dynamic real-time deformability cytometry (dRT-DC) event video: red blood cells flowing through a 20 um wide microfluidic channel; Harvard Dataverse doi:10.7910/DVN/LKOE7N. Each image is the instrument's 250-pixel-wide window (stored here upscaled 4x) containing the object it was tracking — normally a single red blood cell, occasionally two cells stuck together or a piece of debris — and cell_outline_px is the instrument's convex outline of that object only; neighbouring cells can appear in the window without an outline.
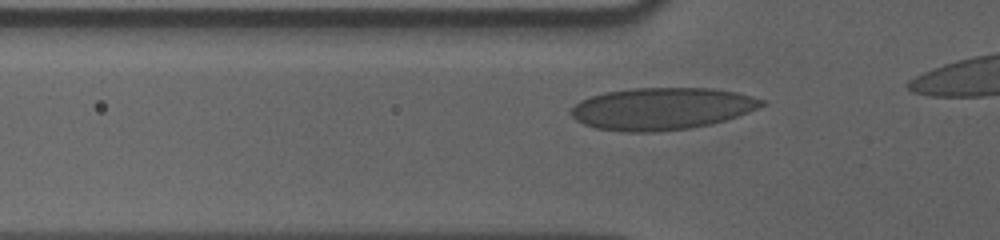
{"species": "human", "species_latin": "Homo sapiens", "temperature_condition": "cold", "stored_images_in_passage": 11, "camera_frame_rate_fps": 3000, "um_per_image_px": 0.085, "donor": {"sex": "male"}, "frame": {"image": 1, "passage_image": 4, "time_ms": 1.0, "image_size_px": [1000, 240], "cell_outline_px": [[768, 100], [764, 104], [748, 112], [712, 124], [688, 128], [656, 132], [624, 132], [596, 128], [584, 124], [576, 120], [568, 112], [580, 100], [604, 92], [632, 88], [712, 88], [736, 92]], "centroid_in_image_um": [56.23, 9.23], "position_along_channel_um": 69.6, "area_um2": 46.82}}
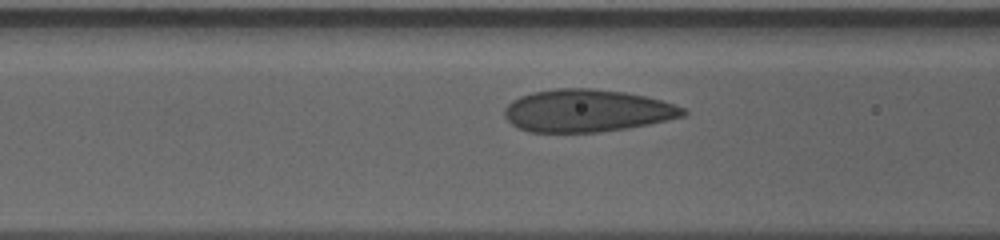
{"frame": {"image": 2, "passage_image": 8, "time_ms": 2.333, "image_size_px": [1000, 240], "cell_outline_px": [[688, 112], [684, 116], [668, 120], [648, 124], [624, 128], [596, 132], [528, 132], [512, 124], [504, 116], [504, 108], [512, 100], [520, 96], [532, 92], [556, 88], [592, 88], [624, 92], [644, 96], [660, 100], [684, 108]], "centroid_in_image_um": [49.86, 9.4], "position_along_channel_um": 116.7, "area_um2": 44.04}}